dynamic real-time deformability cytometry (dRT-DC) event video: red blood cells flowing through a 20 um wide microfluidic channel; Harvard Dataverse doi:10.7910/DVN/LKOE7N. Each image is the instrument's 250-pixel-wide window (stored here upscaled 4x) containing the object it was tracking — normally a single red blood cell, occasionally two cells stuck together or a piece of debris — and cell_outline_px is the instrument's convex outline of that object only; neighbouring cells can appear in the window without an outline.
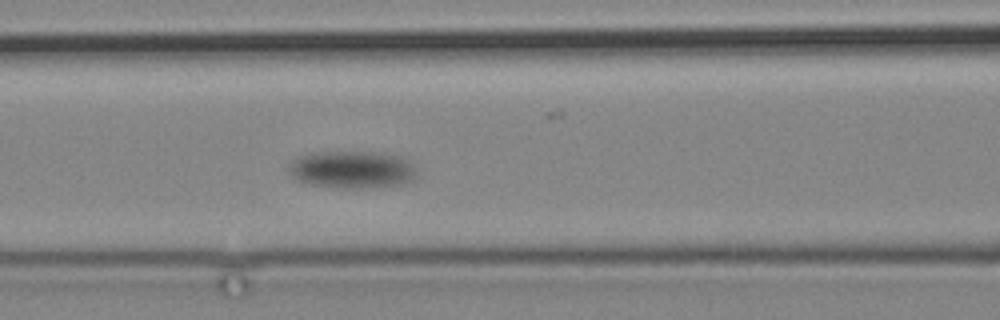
{"species": "common noctule bat (a hibernating species)", "species_latin": "Nyctalus noctula", "temperature_condition": "cold", "stored_images_in_passage": 8, "camera_frame_rate_fps": 3000, "um_per_image_px": 0.085, "animal": {"sex": "male", "body_mass_g": 19.2, "forearm_length_mm": 51.8}, "frame": {"image": 1, "passage_image": 4, "time_ms": 3.667, "image_size_px": [1000, 320], "cell_outline_px": [[416, 176], [412, 180], [400, 184], [380, 188], [332, 188], [308, 184], [296, 180], [292, 176], [292, 164], [300, 156], [324, 152], [384, 152], [396, 156], [412, 164], [416, 172]], "centroid_in_image_um": [29.98, 14.45], "position_along_channel_um": 136.6, "area_um2": 27.63}}
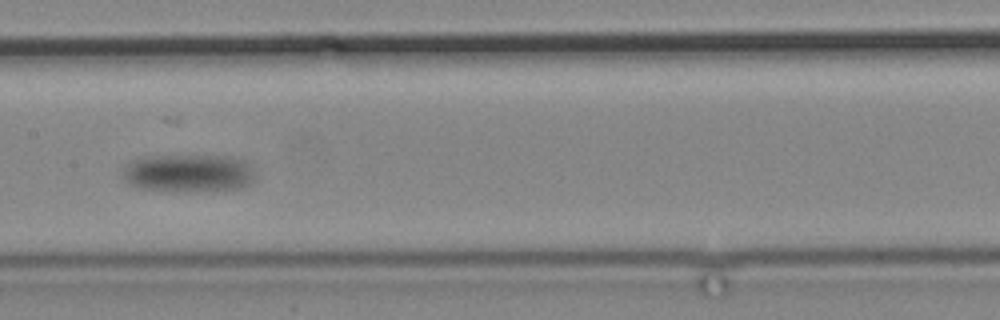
{"frame": {"image": 2, "passage_image": 6, "time_ms": 6.0, "image_size_px": [1000, 320], "cell_outline_px": [[256, 180], [240, 188], [204, 192], [180, 192], [140, 188], [128, 184], [124, 180], [124, 168], [132, 160], [144, 156], [236, 156], [248, 160], [252, 168]], "centroid_in_image_um": [16.08, 14.73], "position_along_channel_um": 191.3, "area_um2": 29.94}}
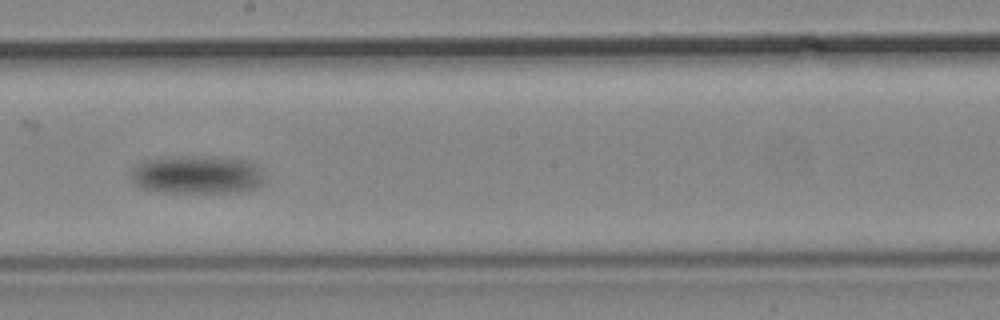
{"frame": {"image": 3, "passage_image": 7, "time_ms": 7.667, "image_size_px": [1000, 320], "cell_outline_px": [[264, 184], [256, 188], [240, 192], [164, 192], [144, 188], [132, 184], [132, 168], [136, 164], [144, 160], [156, 156], [220, 156], [252, 160], [260, 168], [264, 176]], "centroid_in_image_um": [16.78, 14.81], "position_along_channel_um": 231.4, "area_um2": 30.75}}